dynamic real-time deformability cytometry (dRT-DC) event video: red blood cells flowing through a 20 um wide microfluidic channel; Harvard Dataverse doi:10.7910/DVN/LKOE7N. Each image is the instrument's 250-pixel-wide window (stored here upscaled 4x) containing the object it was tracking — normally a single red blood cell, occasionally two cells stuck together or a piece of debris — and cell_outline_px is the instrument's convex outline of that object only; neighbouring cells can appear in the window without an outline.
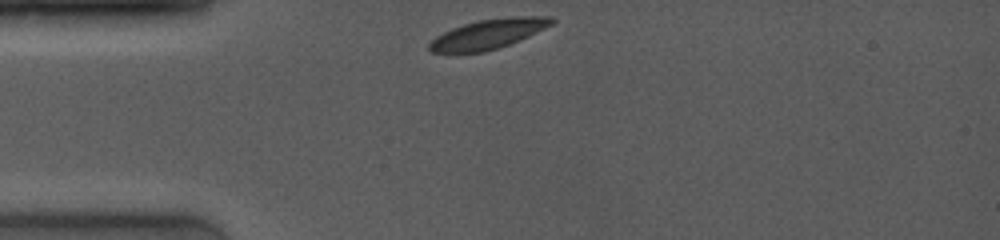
{"species": "common noctule bat (a hibernating species)", "species_latin": "Nyctalus noctula", "temperature_condition": "room temperature", "stored_images_in_passage": 32, "camera_frame_rate_fps": 4000, "um_per_image_px": 0.085, "animal": {"sex": "female", "body_mass_g": 19.0, "forearm_length_mm": 53.3}, "frame": {"image": 1, "passage_image": 1, "time_ms": 0.0, "image_size_px": [1000, 240], "cell_outline_px": [[556, 20], [552, 24], [520, 40], [484, 52], [432, 52], [428, 48], [428, 44], [436, 36], [452, 28], [464, 24], [480, 20], [512, 16], [552, 16]], "centroid_in_image_um": [41.52, 2.88], "position_along_channel_um": 43.5, "area_um2": 20.87}}
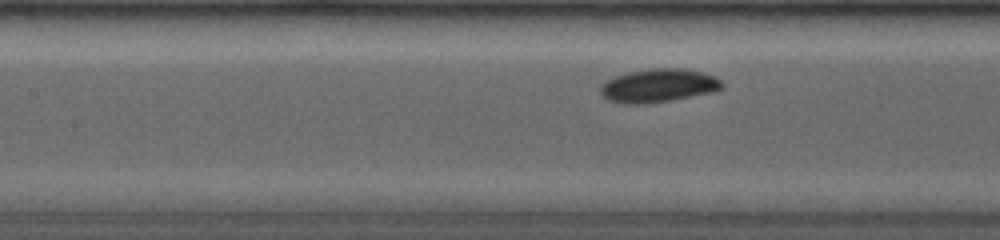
{"frame": {"image": 2, "passage_image": 14, "time_ms": 3.25, "image_size_px": [1000, 240], "cell_outline_px": [[724, 88], [712, 92], [672, 100], [644, 104], [624, 104], [608, 100], [600, 92], [600, 88], [608, 80], [616, 76], [628, 72], [652, 68], [680, 68], [704, 72], [720, 80], [724, 84]], "centroid_in_image_um": [55.99, 7.28], "position_along_channel_um": 151.4, "area_um2": 23.58}}